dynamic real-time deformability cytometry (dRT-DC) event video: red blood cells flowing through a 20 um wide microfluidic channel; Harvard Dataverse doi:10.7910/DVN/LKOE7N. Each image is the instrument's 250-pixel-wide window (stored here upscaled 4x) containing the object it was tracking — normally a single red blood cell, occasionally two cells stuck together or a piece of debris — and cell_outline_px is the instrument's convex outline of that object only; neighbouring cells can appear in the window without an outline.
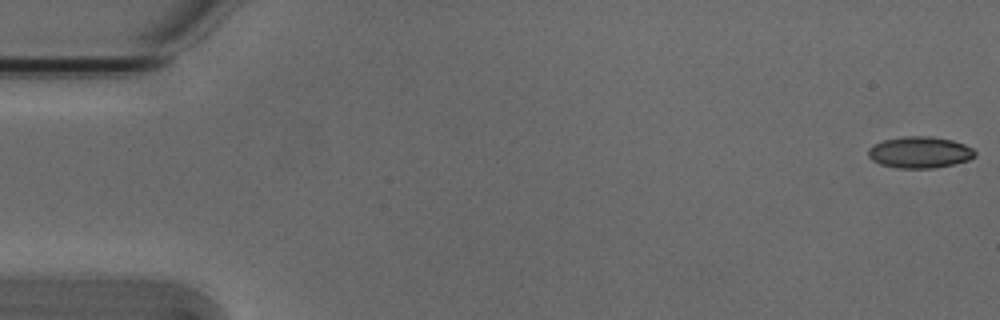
{"species": "Egyptian fruit bat (a non-hibernating species)", "species_latin": "Rousettus aegyptiacus", "temperature_condition": "cold", "stored_images_in_passage": 54, "camera_frame_rate_fps": 3000, "um_per_image_px": 0.085, "animal": {"sex": "male"}, "frame": {"image": 1, "passage_image": 1, "time_ms": 0.0, "image_size_px": [1000, 320], "cell_outline_px": [[976, 156], [968, 160], [952, 164], [932, 168], [896, 168], [880, 164], [872, 160], [868, 156], [868, 148], [884, 140], [904, 136], [932, 136], [952, 140], [964, 144], [972, 148], [976, 152]], "centroid_in_image_um": [78.18, 12.94], "position_along_channel_um": 6.8, "area_um2": 19.54}}
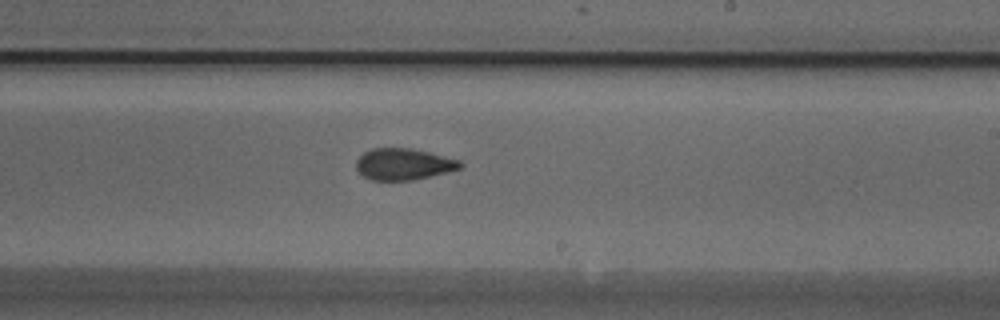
{"frame": {"image": 2, "passage_image": 32, "time_ms": 10.333, "image_size_px": [1000, 320], "cell_outline_px": [[464, 164], [460, 168], [412, 180], [372, 180], [364, 176], [356, 168], [356, 160], [364, 152], [372, 148], [412, 148], [460, 160]], "centroid_in_image_um": [34.28, 13.94], "position_along_channel_um": 254.7, "area_um2": 18.84}}
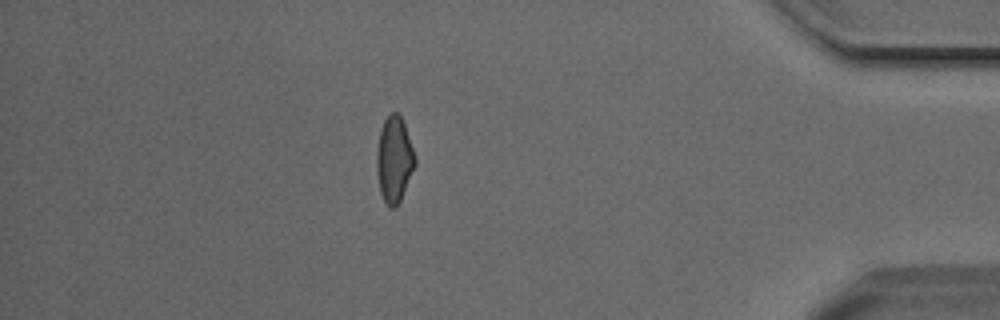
{"frame": {"image": 3, "passage_image": 47, "time_ms": 15.333, "image_size_px": [1000, 320], "cell_outline_px": [[416, 164], [400, 200], [396, 208], [388, 208], [380, 192], [376, 172], [376, 152], [380, 128], [384, 120], [392, 112], [396, 112], [400, 116], [404, 124], [416, 156]], "centroid_in_image_um": [33.49, 13.57], "position_along_channel_um": 401.7, "area_um2": 19.31}, "authors_computed_cell_mechanics": {"area_um2": 19.5075, "velocity_mm_per_s": 3.8163, "shape_relaxation_time_tau1_ms": 5.5793, "shape_relaxation_time_tau2_ms": 2.8178, "deformation_change_tau1": 0.147, "deformation_change_tau2": 0.0935}}